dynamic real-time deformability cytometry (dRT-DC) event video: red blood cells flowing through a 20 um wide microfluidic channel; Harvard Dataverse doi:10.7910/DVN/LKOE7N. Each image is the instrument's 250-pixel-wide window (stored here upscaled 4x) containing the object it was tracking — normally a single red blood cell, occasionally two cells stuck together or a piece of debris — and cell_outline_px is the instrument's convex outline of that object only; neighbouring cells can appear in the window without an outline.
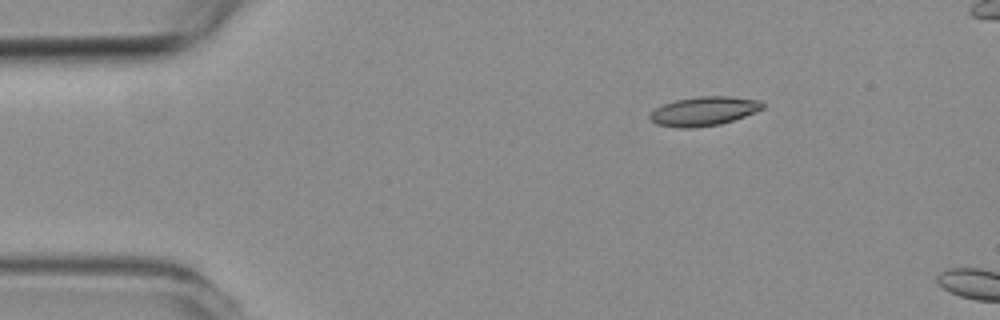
{"species": "common noctule bat (a hibernating species)", "species_latin": "Nyctalus noctula", "temperature_condition": "room temperature", "stored_images_in_passage": 2, "camera_frame_rate_fps": 3000, "um_per_image_px": 0.085, "animal": {"sex": "female", "body_mass_g": 19.3, "forearm_length_mm": 54.1}, "frame": {"image": 1, "passage_image": 1, "time_ms": 0.0, "image_size_px": [1000, 320], "cell_outline_px": [[764, 108], [744, 116], [720, 124], [688, 128], [680, 128], [656, 124], [648, 116], [656, 108], [664, 104], [676, 100], [700, 96], [732, 96], [760, 100], [764, 104]], "centroid_in_image_um": [59.84, 9.44], "position_along_channel_um": 25.2, "area_um2": 18.9}}